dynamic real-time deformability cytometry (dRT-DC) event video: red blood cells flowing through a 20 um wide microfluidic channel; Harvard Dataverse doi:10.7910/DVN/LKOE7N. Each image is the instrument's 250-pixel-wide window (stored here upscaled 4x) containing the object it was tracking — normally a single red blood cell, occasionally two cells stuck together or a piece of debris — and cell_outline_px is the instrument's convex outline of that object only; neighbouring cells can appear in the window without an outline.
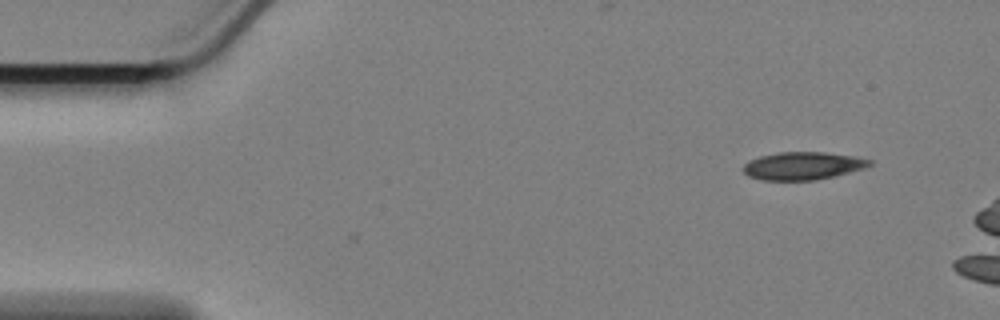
{"species": "Egyptian fruit bat (a non-hibernating species)", "species_latin": "Rousettus aegyptiacus", "temperature_condition": "cold", "stored_images_in_passage": 7, "camera_frame_rate_fps": 3000, "um_per_image_px": 0.085, "animal": {"sex": "female"}, "frame": {"image": 1, "passage_image": 1, "time_ms": 0.0, "image_size_px": [1000, 320], "cell_outline_px": [[872, 164], [864, 168], [816, 180], [760, 180], [748, 176], [744, 172], [744, 164], [760, 156], [780, 152], [824, 152], [852, 156], [872, 160]], "centroid_in_image_um": [68.22, 14.1], "position_along_channel_um": 16.8, "area_um2": 20.17}}